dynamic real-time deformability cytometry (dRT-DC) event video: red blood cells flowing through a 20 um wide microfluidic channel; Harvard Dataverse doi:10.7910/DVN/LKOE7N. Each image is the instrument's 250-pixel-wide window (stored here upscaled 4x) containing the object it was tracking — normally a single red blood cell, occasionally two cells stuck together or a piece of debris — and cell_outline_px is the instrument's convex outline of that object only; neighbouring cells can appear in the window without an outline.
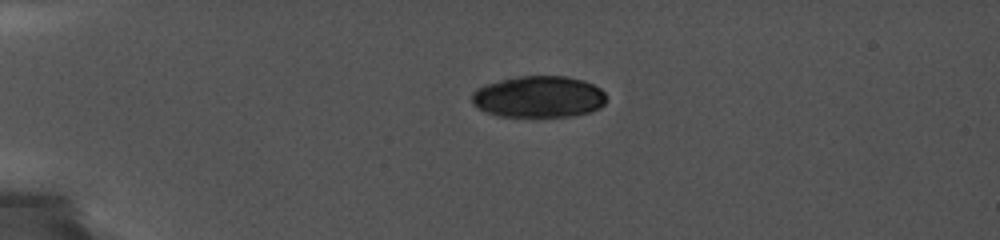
{"species": "common noctule bat (a hibernating species)", "species_latin": "Nyctalus noctula", "temperature_condition": "cold", "stored_images_in_passage": 11, "camera_frame_rate_fps": 5000, "um_per_image_px": 0.085, "animal": {"sex": "female", "body_mass_g": 19.0, "forearm_length_mm": 56.7}, "frame": {"image": 1, "passage_image": 2, "time_ms": 0.2, "image_size_px": [1000, 240], "cell_outline_px": [[604, 104], [600, 108], [588, 112], [572, 116], [500, 116], [488, 112], [472, 104], [472, 92], [476, 88], [484, 84], [500, 80], [520, 76], [568, 76], [584, 80], [600, 88], [604, 92]], "centroid_in_image_um": [45.78, 8.21], "position_along_channel_um": 39.2, "area_um2": 32.48}}